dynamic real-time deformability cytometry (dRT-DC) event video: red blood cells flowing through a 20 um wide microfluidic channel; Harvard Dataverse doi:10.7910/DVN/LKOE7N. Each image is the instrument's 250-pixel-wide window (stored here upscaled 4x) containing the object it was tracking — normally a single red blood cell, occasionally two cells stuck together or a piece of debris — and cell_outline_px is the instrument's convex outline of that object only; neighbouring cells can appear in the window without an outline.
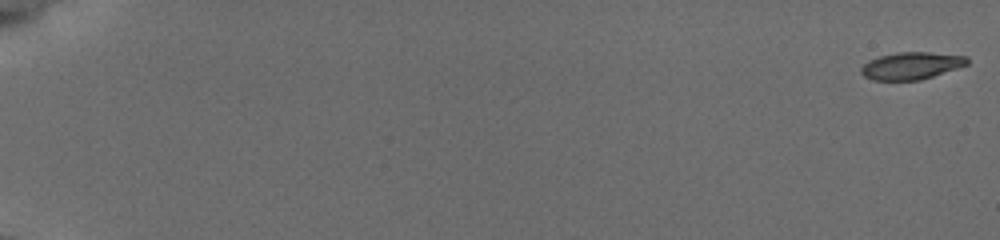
{"species": "common noctule bat (a hibernating species)", "species_latin": "Nyctalus noctula", "temperature_condition": "cold", "stored_images_in_passage": 56, "camera_frame_rate_fps": 3000, "um_per_image_px": 0.085, "animal": {"sex": "female", "body_mass_g": 19.5, "forearm_length_mm": 54.1}, "frame": {"image": 1, "passage_image": 1, "time_ms": 0.0, "image_size_px": [1000, 240], "cell_outline_px": [[968, 64], [920, 80], [872, 80], [864, 76], [860, 72], [860, 68], [868, 60], [880, 56], [896, 52], [928, 52], [968, 56]], "centroid_in_image_um": [77.43, 5.58], "position_along_channel_um": 7.6, "area_um2": 16.76}}
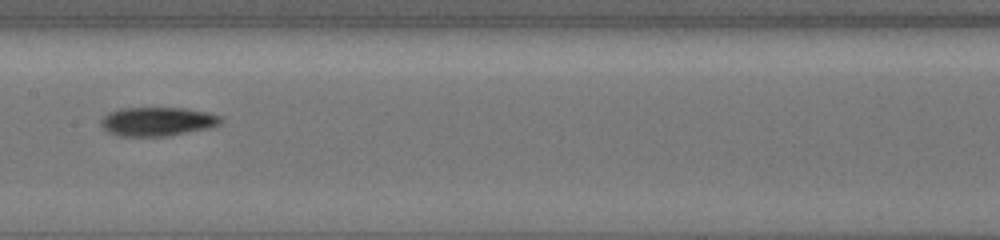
{"frame": {"image": 2, "passage_image": 32, "time_ms": 10.333, "image_size_px": [1000, 240], "cell_outline_px": [[224, 120], [220, 124], [208, 128], [164, 136], [120, 136], [108, 132], [100, 124], [100, 120], [108, 112], [120, 108], [188, 108], [224, 116]], "centroid_in_image_um": [13.39, 10.31], "position_along_channel_um": 194.0, "area_um2": 20.23}}
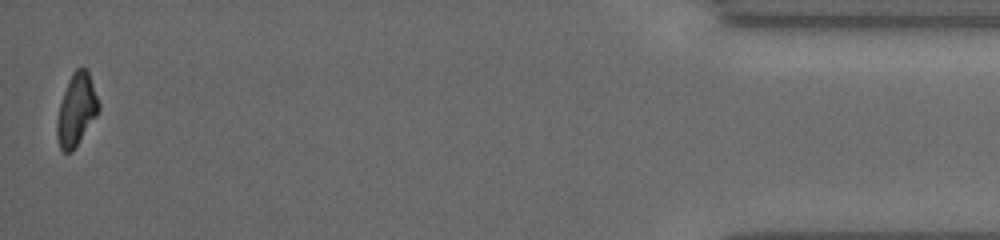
{"frame": {"image": 3, "passage_image": 56, "time_ms": 18.333, "image_size_px": [1000, 240], "cell_outline_px": [[100, 108], [96, 116], [72, 152], [64, 152], [60, 148], [56, 136], [56, 124], [60, 104], [68, 80], [72, 72], [76, 68], [88, 68], [100, 104]], "centroid_in_image_um": [6.5, 9.31], "position_along_channel_um": 428.7, "area_um2": 17.51}, "authors_computed_cell_mechanics": {"area_um2": 18.0625, "velocity_mm_per_s": 3.8406, "shape_relaxation_time_tau1_ms": 1.7186, "shape_relaxation_time_tau2_ms": null, "deformation_change_tau1": 0.1031, "deformation_change_tau2": null}}